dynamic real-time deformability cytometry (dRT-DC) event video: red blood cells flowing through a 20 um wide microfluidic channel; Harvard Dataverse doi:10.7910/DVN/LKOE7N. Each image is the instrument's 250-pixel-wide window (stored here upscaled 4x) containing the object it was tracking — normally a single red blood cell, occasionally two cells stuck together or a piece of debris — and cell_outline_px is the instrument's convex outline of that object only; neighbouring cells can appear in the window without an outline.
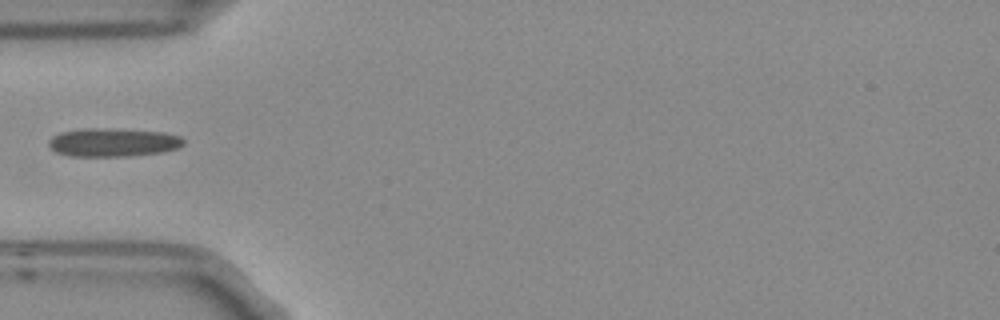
{"species": "Egyptian fruit bat (a non-hibernating species)", "species_latin": "Rousettus aegyptiacus", "temperature_condition": "room temperature", "stored_images_in_passage": 7, "camera_frame_rate_fps": 3000, "um_per_image_px": 0.085, "frame": {"image": 1, "passage_image": 5, "time_ms": 1.333, "image_size_px": [1000, 320], "cell_outline_px": [[184, 144], [176, 148], [160, 152], [128, 156], [68, 156], [56, 152], [48, 144], [48, 140], [52, 136], [60, 132], [84, 128], [104, 128], [164, 132], [180, 136], [184, 140]], "centroid_in_image_um": [9.57, 12.1], "position_along_channel_um": 75.4, "area_um2": 22.31}}